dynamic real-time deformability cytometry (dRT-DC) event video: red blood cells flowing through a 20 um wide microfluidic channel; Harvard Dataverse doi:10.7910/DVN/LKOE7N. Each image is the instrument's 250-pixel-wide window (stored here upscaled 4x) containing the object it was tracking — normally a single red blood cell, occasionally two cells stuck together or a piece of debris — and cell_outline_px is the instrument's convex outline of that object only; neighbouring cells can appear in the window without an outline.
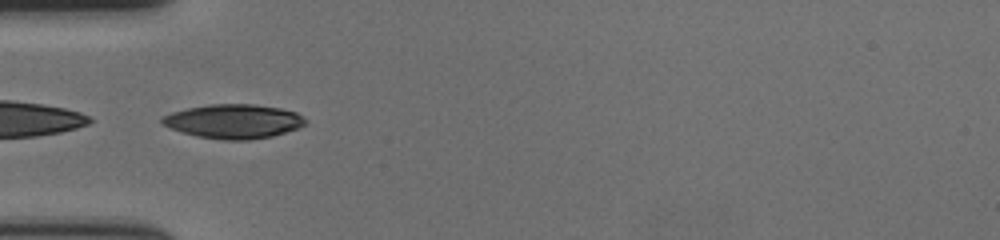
{"species": "human", "species_latin": "Homo sapiens", "temperature_condition": "cold", "stored_images_in_passage": 40, "camera_frame_rate_fps": 3000, "um_per_image_px": 0.085, "donor": {"sex": "female"}, "frame": {"image": 1, "passage_image": 1, "time_ms": 0.0, "image_size_px": [1000, 240], "cell_outline_px": [[304, 124], [296, 128], [272, 136], [252, 140], [224, 140], [196, 136], [160, 124], [160, 116], [172, 112], [188, 108], [212, 104], [252, 104], [280, 108], [296, 112], [304, 120]], "centroid_in_image_um": [19.8, 10.31], "position_along_channel_um": 65.2, "area_um2": 28.26}}
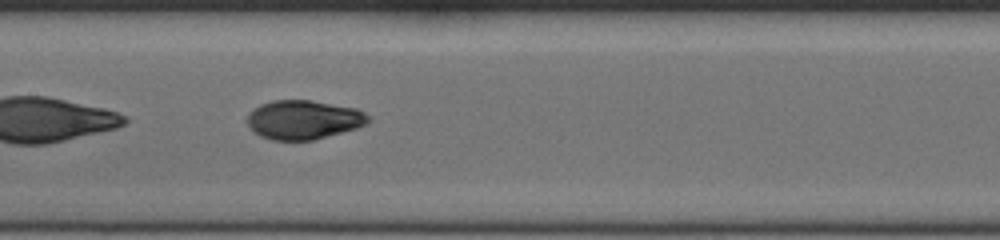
{"frame": {"image": 2, "passage_image": 11, "time_ms": 3.333, "image_size_px": [1000, 240], "cell_outline_px": [[368, 120], [364, 124], [356, 128], [312, 140], [272, 140], [260, 136], [248, 124], [248, 112], [260, 104], [272, 100], [312, 100], [356, 108], [364, 112], [368, 116]], "centroid_in_image_um": [25.77, 10.16], "position_along_channel_um": 181.6, "area_um2": 27.28}}
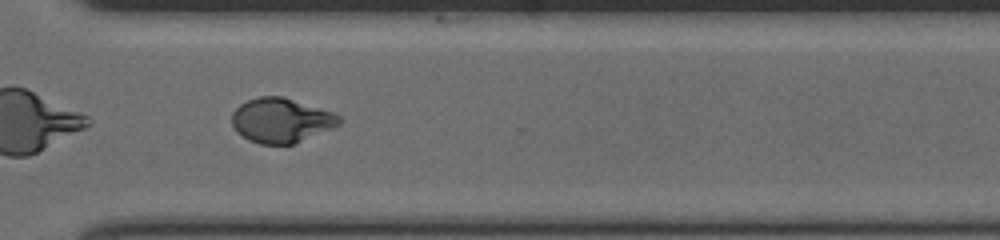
{"frame": {"image": 3, "passage_image": 25, "time_ms": 8.0, "image_size_px": [1000, 240], "cell_outline_px": [[344, 120], [340, 124], [332, 128], [292, 144], [260, 144], [248, 140], [236, 132], [232, 124], [232, 112], [240, 104], [248, 100], [260, 96], [280, 96], [332, 112], [340, 116]], "centroid_in_image_um": [23.87, 10.24], "position_along_channel_um": 346.7, "area_um2": 27.63}, "authors_computed_cell_mechanics": {"area_um2": 27.9463, "velocity_mm_per_s": 3.5361, "shape_relaxation_time_tau1_ms": 4.0117, "shape_relaxation_time_tau2_ms": 1.2977, "deformation_change_tau1": 0.1854, "deformation_change_tau2": 0.0472}}